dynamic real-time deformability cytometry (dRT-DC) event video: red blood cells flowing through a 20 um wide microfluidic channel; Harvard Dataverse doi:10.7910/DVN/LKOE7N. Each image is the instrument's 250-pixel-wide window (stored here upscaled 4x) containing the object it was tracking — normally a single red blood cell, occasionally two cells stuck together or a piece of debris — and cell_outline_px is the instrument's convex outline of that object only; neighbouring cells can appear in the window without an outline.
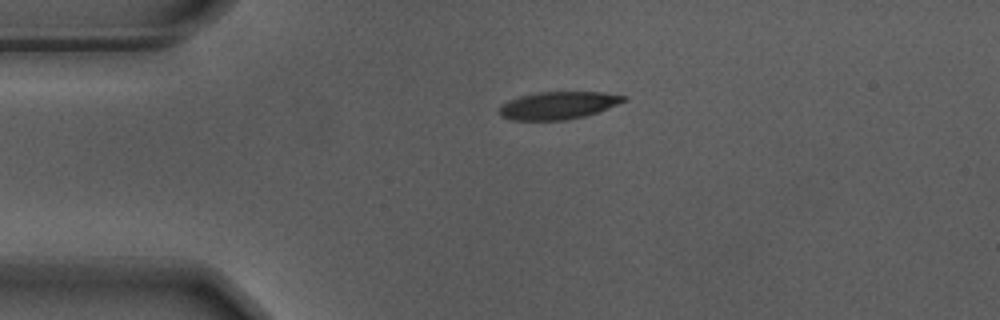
{"species": "Egyptian fruit bat (a non-hibernating species)", "species_latin": "Rousettus aegyptiacus", "temperature_condition": "warm", "stored_images_in_passage": 44, "camera_frame_rate_fps": 3000, "um_per_image_px": 0.085, "animal": {"sex": "male"}, "frame": {"image": 1, "passage_image": 1, "time_ms": 0.0, "image_size_px": [1000, 320], "cell_outline_px": [[628, 100], [596, 112], [584, 116], [564, 120], [512, 120], [500, 116], [496, 112], [508, 100], [520, 96], [536, 92], [604, 92], [628, 96]], "centroid_in_image_um": [47.43, 8.95], "position_along_channel_um": 37.6, "area_um2": 20.0}}
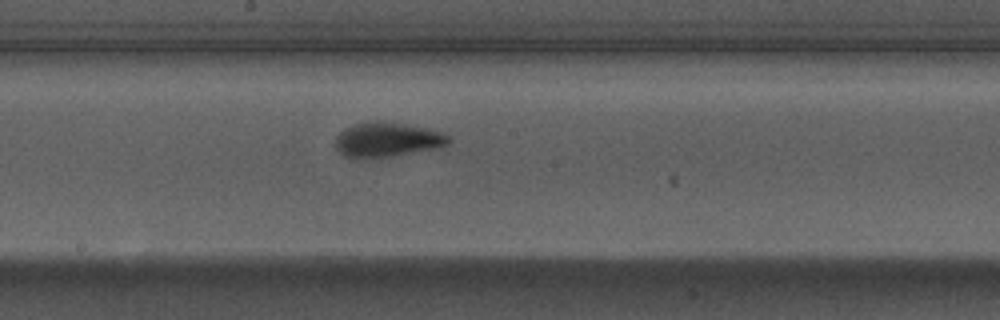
{"frame": {"image": 2, "passage_image": 18, "time_ms": 5.667, "image_size_px": [1000, 320], "cell_outline_px": [[452, 140], [448, 144], [440, 148], [392, 156], [364, 160], [356, 160], [344, 156], [336, 148], [336, 136], [344, 128], [352, 124], [368, 120], [376, 120], [404, 124], [428, 128], [440, 132], [448, 136]], "centroid_in_image_um": [32.87, 11.89], "position_along_channel_um": 215.3, "area_um2": 23.47}}
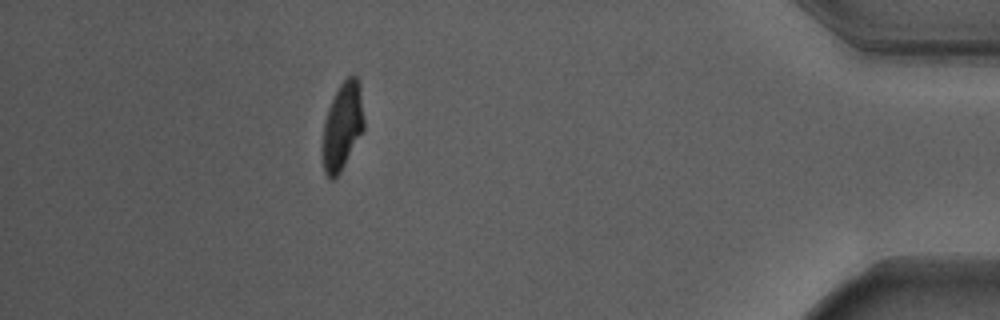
{"frame": {"image": 3, "passage_image": 38, "time_ms": 12.333, "image_size_px": [1000, 320], "cell_outline_px": [[364, 128], [340, 172], [332, 180], [324, 172], [320, 148], [324, 124], [328, 108], [340, 84], [348, 76], [356, 76], [360, 84], [364, 120]], "centroid_in_image_um": [29.07, 10.74], "position_along_channel_um": 406.1, "area_um2": 21.1}, "authors_computed_cell_mechanics": {"area_um2": 22.1085, "velocity_mm_per_s": 3.6925, "shape_relaxation_time_tau1_ms": 3.3333, "shape_relaxation_time_tau2_ms": 0.6839, "deformation_change_tau1": 0.1827, "deformation_change_tau2": 0.0568}}